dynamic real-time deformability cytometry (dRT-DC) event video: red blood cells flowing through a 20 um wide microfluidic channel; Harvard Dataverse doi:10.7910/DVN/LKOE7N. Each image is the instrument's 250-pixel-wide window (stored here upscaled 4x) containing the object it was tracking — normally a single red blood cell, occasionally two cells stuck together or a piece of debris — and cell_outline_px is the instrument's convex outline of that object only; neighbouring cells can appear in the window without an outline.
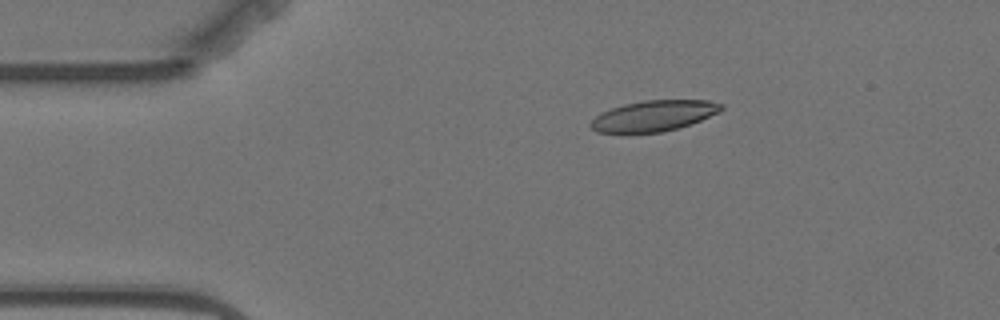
{"species": "Egyptian fruit bat (a non-hibernating species)", "species_latin": "Rousettus aegyptiacus", "temperature_condition": "warm", "stored_images_in_passage": 9, "camera_frame_rate_fps": 3000, "um_per_image_px": 0.085, "animal": {"sex": "female"}, "frame": {"image": 1, "passage_image": 3, "time_ms": 2.333, "image_size_px": [1000, 320], "cell_outline_px": [[724, 108], [720, 112], [700, 120], [676, 128], [660, 132], [620, 136], [596, 132], [588, 124], [600, 112], [624, 104], [644, 100], [708, 100], [724, 104]], "centroid_in_image_um": [55.48, 9.88], "position_along_channel_um": 29.5, "area_um2": 24.1}}
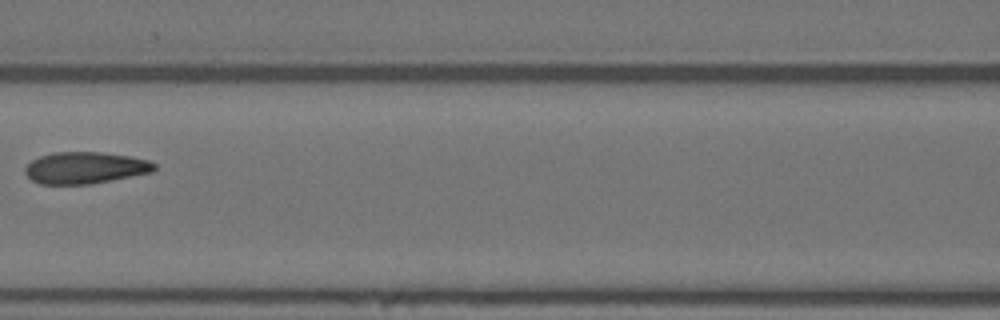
{"frame": {"image": 2, "passage_image": 7, "time_ms": 7.333, "image_size_px": [1000, 320], "cell_outline_px": [[156, 168], [152, 172], [88, 184], [40, 184], [32, 180], [24, 172], [24, 168], [32, 160], [40, 156], [52, 152], [104, 152], [132, 156], [148, 160], [156, 164]], "centroid_in_image_um": [7.23, 14.25], "position_along_channel_um": 159.4, "area_um2": 23.87}}
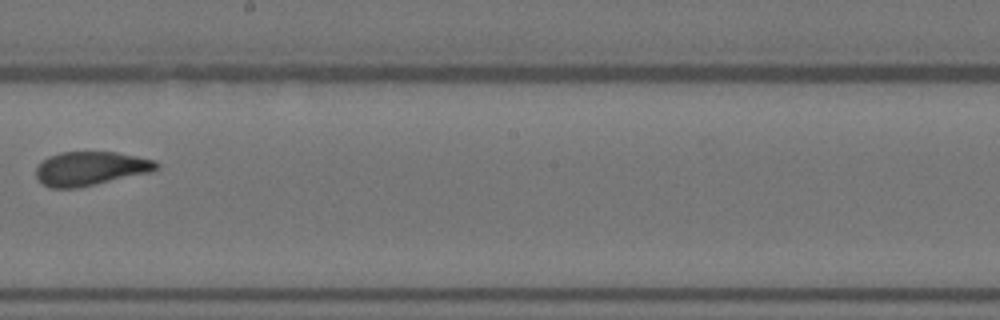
{"frame": {"image": 3, "passage_image": 9, "time_ms": 9.667, "image_size_px": [1000, 320], "cell_outline_px": [[160, 168], [148, 172], [76, 188], [52, 188], [44, 184], [36, 176], [36, 168], [48, 156], [60, 152], [116, 152], [156, 160], [160, 164]], "centroid_in_image_um": [7.7, 14.31], "position_along_channel_um": 240.5, "area_um2": 23.47}}